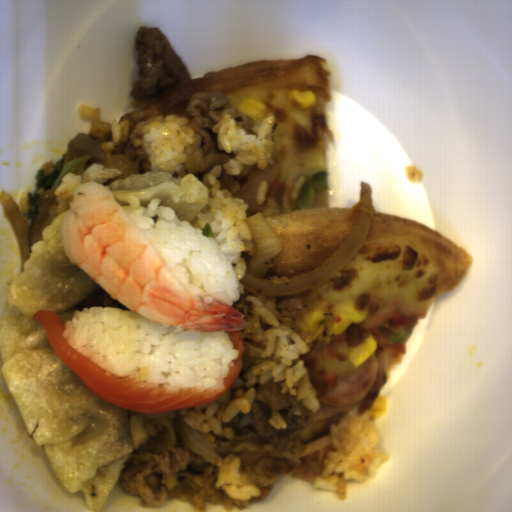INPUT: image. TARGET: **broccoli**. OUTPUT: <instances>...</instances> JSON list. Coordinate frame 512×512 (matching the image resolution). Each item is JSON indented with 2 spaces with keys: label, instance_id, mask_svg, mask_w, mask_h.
Instances as JSON below:
<instances>
[{
  "label": "broccoli",
  "instance_id": "obj_1",
  "mask_svg": "<svg viewBox=\"0 0 512 512\" xmlns=\"http://www.w3.org/2000/svg\"><path fill=\"white\" fill-rule=\"evenodd\" d=\"M89 156H84L72 161H64L59 159L54 165L51 173H46L43 170H36V182L34 192H29L27 196L28 208L26 212V220L31 224L34 210L40 201L41 197L51 190H56L61 185L63 179L68 173L80 176L85 168Z\"/></svg>",
  "mask_w": 512,
  "mask_h": 512
}]
</instances>
